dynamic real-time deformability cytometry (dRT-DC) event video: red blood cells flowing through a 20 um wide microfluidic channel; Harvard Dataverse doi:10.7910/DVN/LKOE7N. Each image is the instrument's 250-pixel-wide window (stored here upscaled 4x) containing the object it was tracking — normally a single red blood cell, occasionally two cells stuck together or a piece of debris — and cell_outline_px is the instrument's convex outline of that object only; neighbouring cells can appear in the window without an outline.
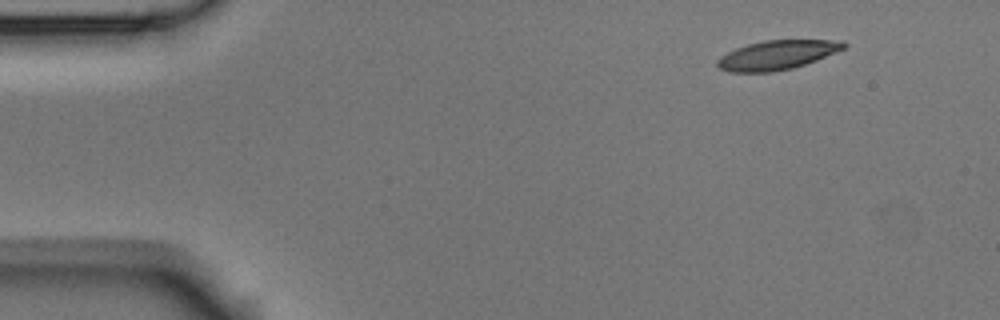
{"species": "Egyptian fruit bat (a non-hibernating species)", "species_latin": "Rousettus aegyptiacus", "temperature_condition": "room temperature", "stored_images_in_passage": 5, "camera_frame_rate_fps": 3000, "um_per_image_px": 0.085, "animal": {"sex": "male"}, "frame": {"image": 1, "passage_image": 1, "time_ms": 0.0, "image_size_px": [1000, 320], "cell_outline_px": [[848, 44], [844, 48], [816, 60], [792, 68], [772, 72], [728, 72], [720, 68], [716, 64], [716, 60], [720, 56], [736, 48], [748, 44], [764, 40], [844, 40]], "centroid_in_image_um": [66.03, 4.67], "position_along_channel_um": 19.0, "area_um2": 21.44}}
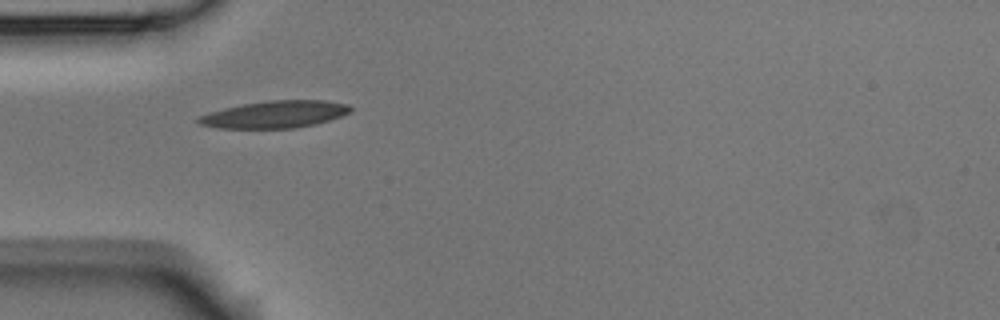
{"frame": {"image": 2, "passage_image": 4, "time_ms": 3.667, "image_size_px": [1000, 320], "cell_outline_px": [[352, 108], [348, 112], [340, 116], [316, 124], [296, 128], [216, 128], [200, 124], [196, 120], [200, 116], [208, 112], [224, 108], [244, 104], [268, 100], [324, 100], [348, 104]], "centroid_in_image_um": [23.35, 9.72], "position_along_channel_um": 61.7, "area_um2": 23.93}}
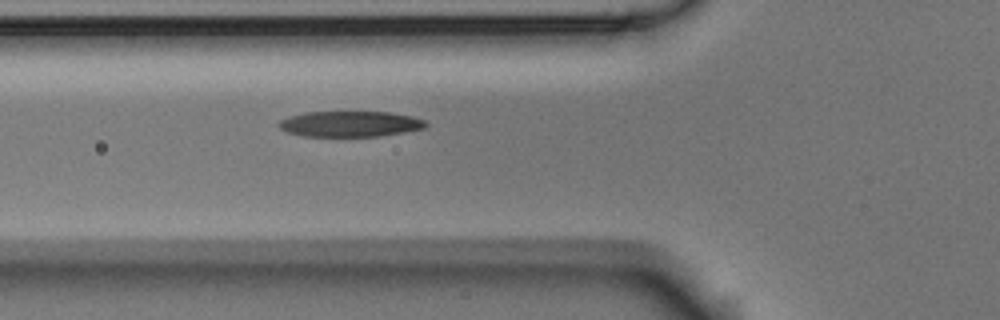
{"frame": {"image": 3, "passage_image": 5, "time_ms": 4.667, "image_size_px": [1000, 320], "cell_outline_px": [[428, 124], [424, 128], [404, 132], [380, 136], [304, 136], [288, 132], [280, 128], [276, 124], [280, 120], [304, 112], [388, 112], [412, 116], [424, 120]], "centroid_in_image_um": [29.76, 10.53], "position_along_channel_um": 96.0, "area_um2": 21.85}}